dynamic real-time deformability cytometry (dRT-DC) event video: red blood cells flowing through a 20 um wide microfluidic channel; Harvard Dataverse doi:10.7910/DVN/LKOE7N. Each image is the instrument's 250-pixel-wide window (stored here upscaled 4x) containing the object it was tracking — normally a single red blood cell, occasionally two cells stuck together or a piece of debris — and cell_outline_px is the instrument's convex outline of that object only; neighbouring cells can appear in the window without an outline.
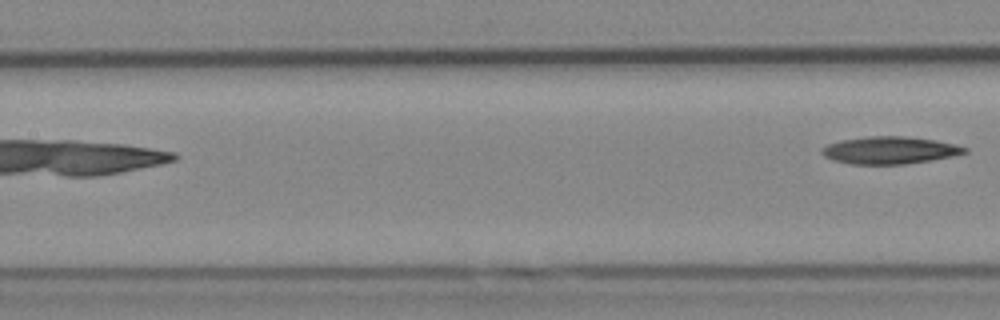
{"species": "Egyptian fruit bat (a non-hibernating species)", "species_latin": "Rousettus aegyptiacus", "temperature_condition": "cold", "stored_images_in_passage": 6, "camera_frame_rate_fps": 3000, "um_per_image_px": 0.085, "animal": {"sex": "female"}, "frame": {"image": 1, "passage_image": 6, "time_ms": 6.667, "image_size_px": [1000, 320], "cell_outline_px": [[968, 152], [952, 156], [932, 160], [904, 164], [848, 164], [832, 160], [824, 156], [820, 152], [820, 148], [828, 144], [840, 140], [868, 136], [904, 136], [936, 140], [956, 144], [968, 148]], "centroid_in_image_um": [75.61, 12.77], "position_along_channel_um": 131.8, "area_um2": 22.95}}